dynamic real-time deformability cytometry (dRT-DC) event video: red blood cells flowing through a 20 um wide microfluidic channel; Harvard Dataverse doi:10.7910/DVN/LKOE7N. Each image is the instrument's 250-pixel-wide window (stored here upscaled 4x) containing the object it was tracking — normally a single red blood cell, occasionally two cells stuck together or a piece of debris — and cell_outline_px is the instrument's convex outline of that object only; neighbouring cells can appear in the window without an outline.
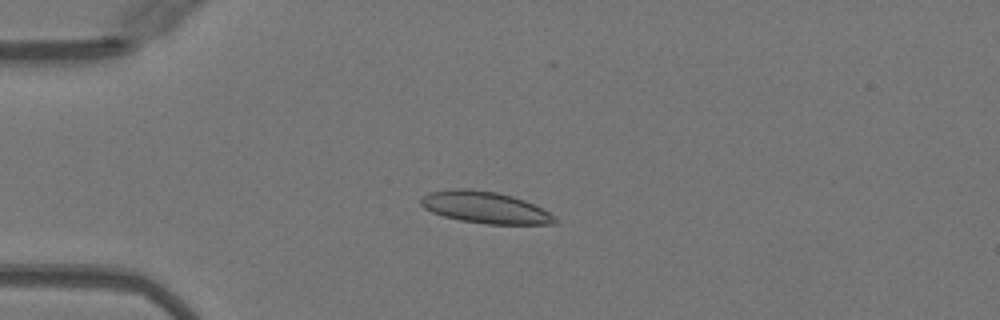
{"species": "Egyptian fruit bat (a non-hibernating species)", "species_latin": "Rousettus aegyptiacus", "temperature_condition": "warm", "stored_images_in_passage": 49, "camera_frame_rate_fps": 3000, "um_per_image_px": 0.085, "animal": {"sex": "female"}, "frame": {"image": 1, "passage_image": 12, "time_ms": 3.667, "image_size_px": [1000, 320], "cell_outline_px": [[556, 224], [484, 224], [460, 220], [444, 216], [432, 212], [424, 208], [420, 204], [420, 200], [428, 192], [452, 188], [468, 188], [496, 192], [512, 196], [524, 200], [548, 212], [556, 220]], "centroid_in_image_um": [41.18, 17.62], "position_along_channel_um": 43.8, "area_um2": 24.62}}
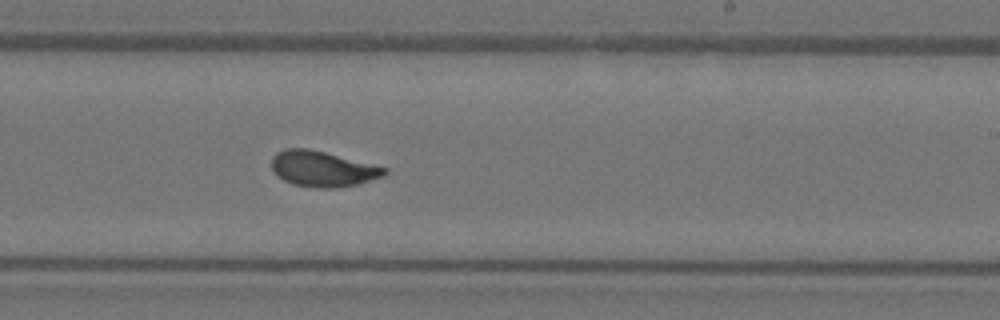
{"frame": {"image": 2, "passage_image": 30, "time_ms": 9.667, "image_size_px": [1000, 320], "cell_outline_px": [[388, 172], [384, 176], [356, 184], [336, 188], [316, 188], [292, 184], [284, 180], [272, 168], [272, 156], [276, 152], [284, 148], [308, 148], [388, 168]], "centroid_in_image_um": [27.42, 14.35], "position_along_channel_um": 261.6, "area_um2": 23.24}}
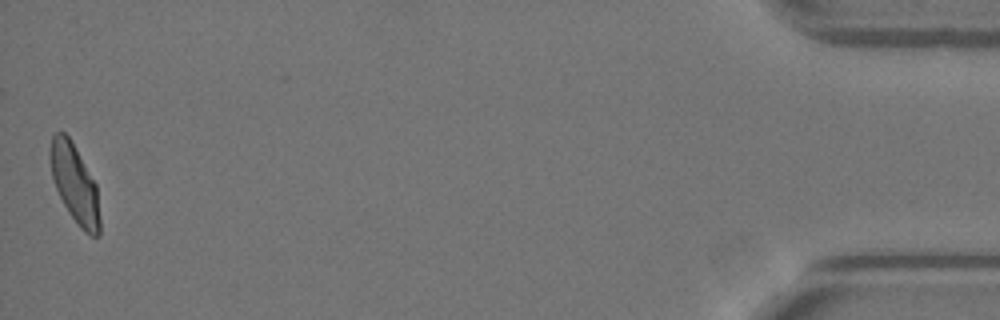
{"frame": {"image": 3, "passage_image": 49, "time_ms": 16.0, "image_size_px": [1000, 320], "cell_outline_px": [[100, 236], [88, 236], [80, 228], [68, 212], [56, 188], [52, 176], [48, 156], [48, 152], [52, 136], [56, 132], [64, 132], [68, 136], [96, 184], [100, 220]], "centroid_in_image_um": [6.34, 15.65], "position_along_channel_um": 428.9, "area_um2": 22.6}, "authors_computed_cell_mechanics": {"area_um2": 23.4668, "velocity_mm_per_s": 4.0436, "shape_relaxation_time_tau1_ms": 3.8037, "shape_relaxation_time_tau2_ms": 0.6838, "deformation_change_tau1": 0.1571, "deformation_change_tau2": 0.0621}}